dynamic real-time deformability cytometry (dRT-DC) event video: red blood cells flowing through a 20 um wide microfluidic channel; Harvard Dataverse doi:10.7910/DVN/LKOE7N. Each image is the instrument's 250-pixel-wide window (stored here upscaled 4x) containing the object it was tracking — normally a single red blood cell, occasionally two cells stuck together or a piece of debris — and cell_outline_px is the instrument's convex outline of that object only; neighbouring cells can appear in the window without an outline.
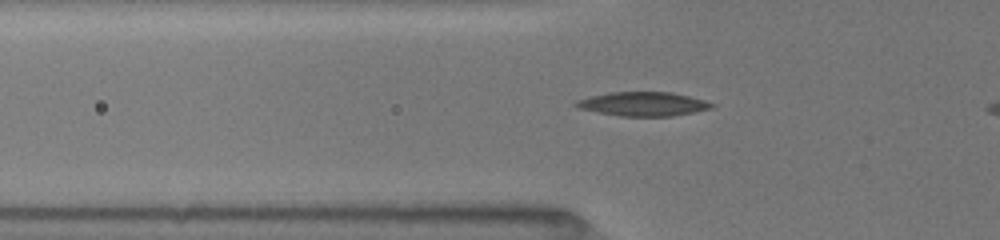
{"species": "common noctule bat (a hibernating species)", "species_latin": "Nyctalus noctula", "temperature_condition": "room temperature", "stored_images_in_passage": 18, "segment_of_instrument_passage": [1, 2], "camera_frame_rate_fps": 3000, "um_per_image_px": 0.085, "animal": {"sex": "female", "body_mass_g": 19.5, "forearm_length_mm": 54.1}, "frame": {"image": 1, "passage_image": 16, "time_ms": 4.667, "image_size_px": [1000, 240], "cell_outline_px": [[716, 104], [712, 108], [672, 116], [620, 116], [580, 108], [572, 104], [576, 100], [588, 96], [612, 92], [672, 92], [704, 100]], "centroid_in_image_um": [54.65, 8.83], "position_along_channel_um": 71.1, "area_um2": 18.84}}